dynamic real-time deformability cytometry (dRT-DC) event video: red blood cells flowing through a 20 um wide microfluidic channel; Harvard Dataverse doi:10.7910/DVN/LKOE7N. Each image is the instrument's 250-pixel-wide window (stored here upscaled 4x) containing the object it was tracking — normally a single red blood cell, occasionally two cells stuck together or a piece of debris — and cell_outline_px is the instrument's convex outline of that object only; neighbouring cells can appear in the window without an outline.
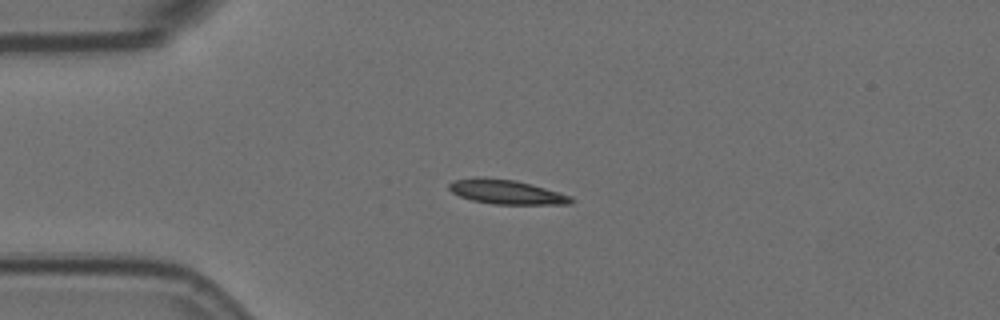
{"species": "Egyptian fruit bat (a non-hibernating species)", "species_latin": "Rousettus aegyptiacus", "temperature_condition": "room temperature", "stored_images_in_passage": 44, "camera_frame_rate_fps": 3000, "um_per_image_px": 0.085, "animal": {"sex": "female"}, "frame": {"image": 1, "passage_image": 1, "time_ms": 0.0, "image_size_px": [1000, 320], "cell_outline_px": [[576, 200], [572, 204], [492, 204], [472, 200], [460, 196], [452, 192], [448, 188], [448, 184], [452, 180], [472, 176], [484, 176], [516, 180], [532, 184], [560, 192], [572, 196]], "centroid_in_image_um": [43.03, 16.29], "position_along_channel_um": 42.0, "area_um2": 17.8}}
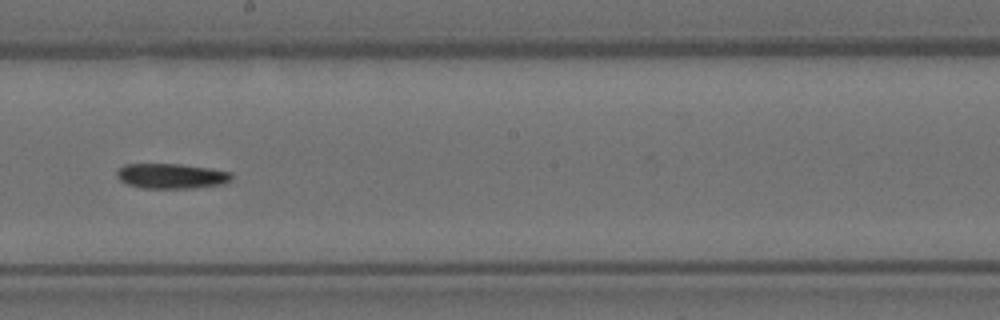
{"frame": {"image": 2, "passage_image": 19, "time_ms": 6.0, "image_size_px": [1000, 320], "cell_outline_px": [[232, 180], [224, 184], [192, 188], [140, 188], [128, 184], [120, 180], [116, 176], [116, 172], [124, 164], [180, 164], [212, 168], [232, 172]], "centroid_in_image_um": [14.6, 14.96], "position_along_channel_um": 233.6, "area_um2": 16.94}}
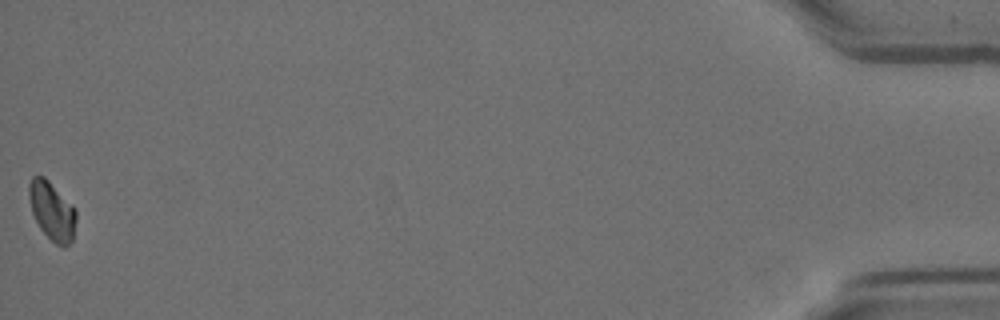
{"frame": {"image": 3, "passage_image": 44, "time_ms": 14.333, "image_size_px": [1000, 320], "cell_outline_px": [[76, 220], [72, 240], [64, 248], [56, 244], [40, 228], [32, 212], [28, 196], [28, 184], [32, 176], [44, 176], [76, 208]], "centroid_in_image_um": [4.42, 17.91], "position_along_channel_um": 430.8, "area_um2": 16.01}, "authors_computed_cell_mechanics": {"area_um2": 16.8776, "velocity_mm_per_s": 3.564, "shape_relaxation_time_tau1_ms": 4.3118, "shape_relaxation_time_tau2_ms": null, "deformation_change_tau1": 0.127, "deformation_change_tau2": null}}